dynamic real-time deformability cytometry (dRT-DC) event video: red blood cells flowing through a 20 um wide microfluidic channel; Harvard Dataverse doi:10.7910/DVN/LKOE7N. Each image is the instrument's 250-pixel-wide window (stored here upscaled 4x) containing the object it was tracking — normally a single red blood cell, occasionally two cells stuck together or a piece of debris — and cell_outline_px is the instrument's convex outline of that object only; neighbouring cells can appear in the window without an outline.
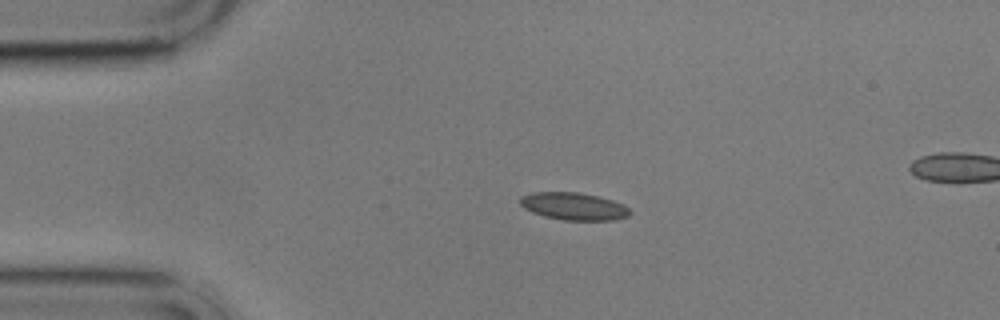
{"species": "common noctule bat (a hibernating species)", "species_latin": "Nyctalus noctula", "temperature_condition": "cold", "stored_images_in_passage": 7, "camera_frame_rate_fps": 3000, "um_per_image_px": 0.085, "animal": {"sex": "male", "body_mass_g": 17.9}, "frame": {"image": 1, "passage_image": 3, "time_ms": 2.333, "image_size_px": [1000, 320], "cell_outline_px": [[632, 212], [628, 216], [612, 220], [564, 220], [544, 216], [532, 212], [524, 208], [520, 204], [520, 196], [532, 192], [576, 192], [596, 196], [612, 200], [624, 204]], "centroid_in_image_um": [48.75, 17.53], "position_along_channel_um": 36.2, "area_um2": 17.51}}
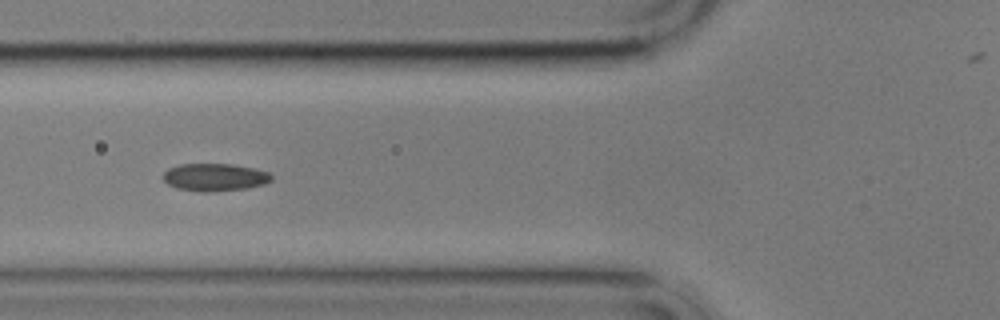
{"frame": {"image": 2, "passage_image": 5, "time_ms": 5.333, "image_size_px": [1000, 320], "cell_outline_px": [[272, 180], [264, 184], [248, 188], [208, 192], [200, 192], [176, 188], [168, 184], [164, 180], [164, 172], [168, 168], [180, 164], [232, 164], [256, 168], [268, 172], [272, 176]], "centroid_in_image_um": [18.27, 15.06], "position_along_channel_um": 107.5, "area_um2": 17.51}}
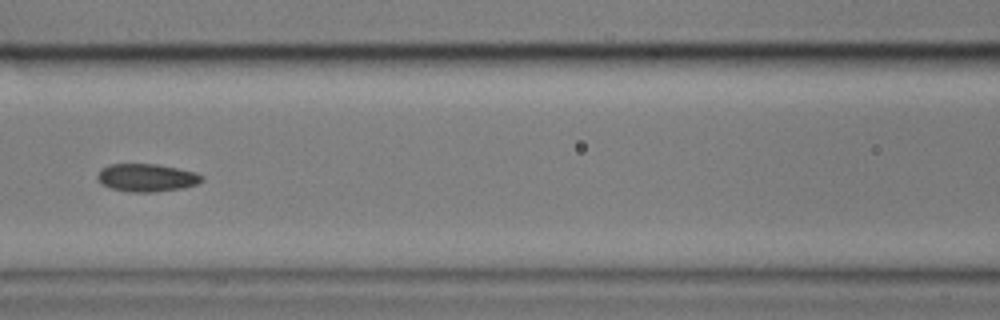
{"frame": {"image": 3, "passage_image": 6, "time_ms": 6.667, "image_size_px": [1000, 320], "cell_outline_px": [[204, 180], [196, 184], [184, 188], [152, 192], [132, 192], [112, 188], [100, 184], [96, 176], [100, 168], [108, 164], [156, 164], [196, 172], [204, 176]], "centroid_in_image_um": [12.45, 15.1], "position_along_channel_um": 154.1, "area_um2": 17.05}}